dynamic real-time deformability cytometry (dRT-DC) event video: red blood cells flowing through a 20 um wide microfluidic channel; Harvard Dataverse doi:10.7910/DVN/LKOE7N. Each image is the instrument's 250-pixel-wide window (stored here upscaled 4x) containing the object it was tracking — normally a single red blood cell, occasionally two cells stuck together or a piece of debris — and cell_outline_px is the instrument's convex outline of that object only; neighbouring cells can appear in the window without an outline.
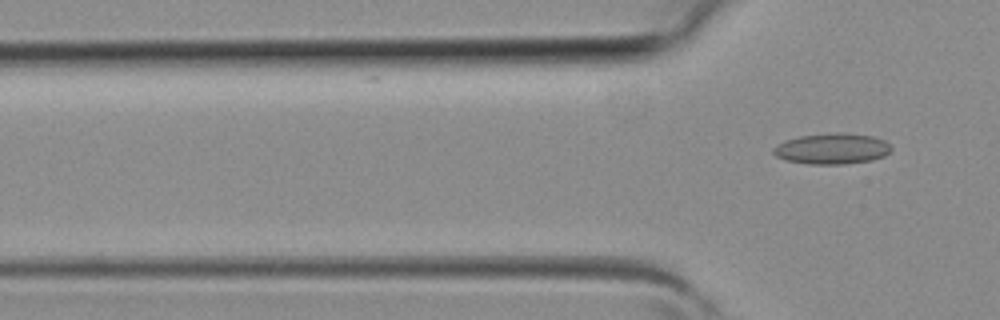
{"species": "common noctule bat (a hibernating species)", "species_latin": "Nyctalus noctula", "temperature_condition": "room temperature", "stored_images_in_passage": 5, "camera_frame_rate_fps": 3000, "um_per_image_px": 0.085, "animal": {"sex": "female", "body_mass_g": 19.3, "forearm_length_mm": 54.1}, "frame": {"image": 1, "passage_image": 5, "time_ms": 1.333, "image_size_px": [1000, 320], "cell_outline_px": [[892, 148], [884, 156], [872, 160], [844, 164], [808, 164], [784, 160], [776, 156], [772, 152], [772, 148], [776, 144], [784, 140], [800, 136], [836, 132], [844, 132], [872, 136], [884, 140]], "centroid_in_image_um": [70.68, 12.63], "position_along_channel_um": 55.1, "area_um2": 21.33}}